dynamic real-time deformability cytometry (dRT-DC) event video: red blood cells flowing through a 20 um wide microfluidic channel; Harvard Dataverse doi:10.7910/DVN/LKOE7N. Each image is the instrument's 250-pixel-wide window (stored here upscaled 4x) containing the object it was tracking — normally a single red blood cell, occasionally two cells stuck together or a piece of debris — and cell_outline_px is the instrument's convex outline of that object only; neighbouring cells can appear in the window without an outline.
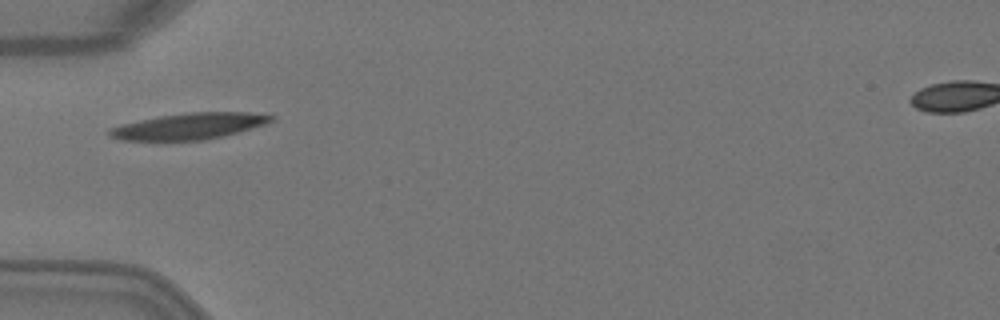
{"species": "Egyptian fruit bat (a non-hibernating species)", "species_latin": "Rousettus aegyptiacus", "temperature_condition": "warm", "stored_images_in_passage": 3, "camera_frame_rate_fps": 3000, "um_per_image_px": 0.085, "animal": {"sex": "female"}, "frame": {"image": 1, "passage_image": 3, "time_ms": 0.667, "image_size_px": [1000, 320], "cell_outline_px": [[276, 120], [264, 124], [236, 132], [220, 136], [200, 140], [120, 140], [108, 136], [108, 128], [120, 124], [160, 116], [192, 112], [252, 112], [276, 116]], "centroid_in_image_um": [16.05, 10.71], "position_along_channel_um": 69.0, "area_um2": 24.51}}